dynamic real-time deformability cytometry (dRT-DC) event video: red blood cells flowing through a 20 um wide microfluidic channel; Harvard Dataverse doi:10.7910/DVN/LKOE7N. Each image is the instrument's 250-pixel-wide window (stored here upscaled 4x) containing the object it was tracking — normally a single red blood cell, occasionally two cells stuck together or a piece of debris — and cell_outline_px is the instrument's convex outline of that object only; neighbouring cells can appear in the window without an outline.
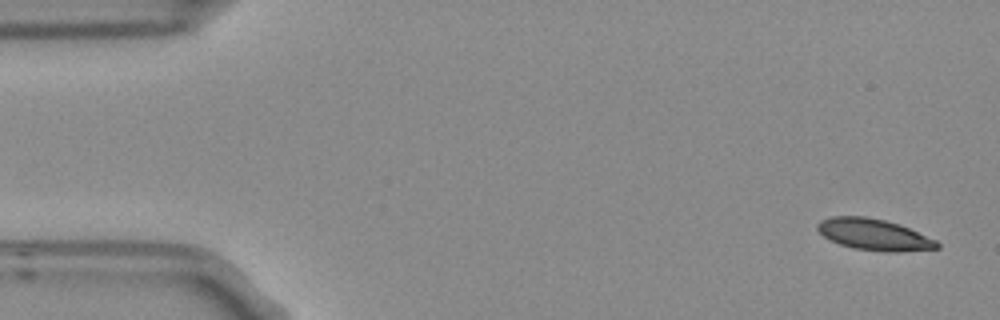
{"species": "Egyptian fruit bat (a non-hibernating species)", "species_latin": "Rousettus aegyptiacus", "temperature_condition": "room temperature", "stored_images_in_passage": 10, "camera_frame_rate_fps": 3000, "um_per_image_px": 0.085, "frame": {"image": 1, "passage_image": 1, "time_ms": 0.0, "image_size_px": [1000, 320], "cell_outline_px": [[940, 248], [900, 252], [884, 252], [852, 248], [840, 244], [824, 236], [816, 228], [816, 224], [820, 220], [832, 216], [864, 216], [884, 220], [900, 224], [936, 240], [940, 244]], "centroid_in_image_um": [74.3, 19.94], "position_along_channel_um": 10.7, "area_um2": 21.91}}
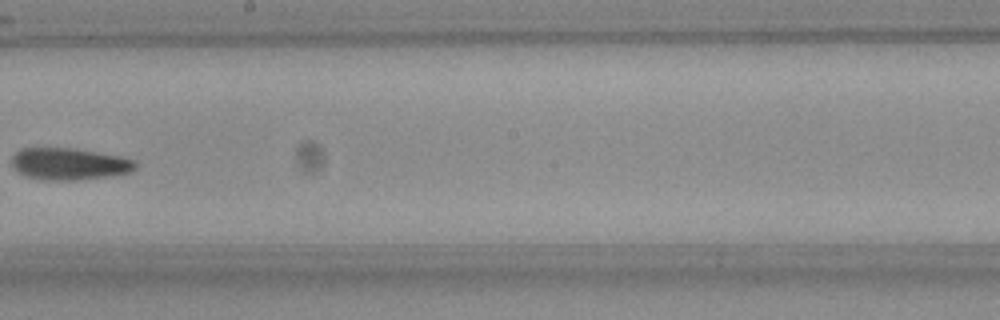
{"frame": {"image": 2, "passage_image": 9, "time_ms": 2.667, "image_size_px": [1000, 320], "cell_outline_px": [[136, 168], [128, 172], [108, 176], [76, 180], [40, 180], [24, 176], [12, 168], [12, 156], [20, 148], [76, 148], [120, 156], [136, 160]], "centroid_in_image_um": [5.84, 13.93], "position_along_channel_um": 242.4, "area_um2": 23.18}}
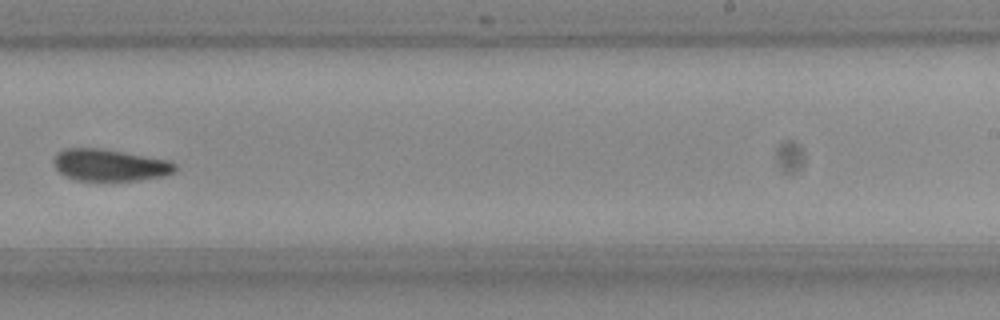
{"frame": {"image": 3, "passage_image": 10, "time_ms": 3.0, "image_size_px": [1000, 320], "cell_outline_px": [[176, 168], [172, 172], [160, 176], [136, 180], [76, 180], [64, 176], [56, 168], [52, 160], [64, 148], [100, 148], [168, 160], [176, 164]], "centroid_in_image_um": [9.28, 14.03], "position_along_channel_um": 279.7, "area_um2": 22.14}}